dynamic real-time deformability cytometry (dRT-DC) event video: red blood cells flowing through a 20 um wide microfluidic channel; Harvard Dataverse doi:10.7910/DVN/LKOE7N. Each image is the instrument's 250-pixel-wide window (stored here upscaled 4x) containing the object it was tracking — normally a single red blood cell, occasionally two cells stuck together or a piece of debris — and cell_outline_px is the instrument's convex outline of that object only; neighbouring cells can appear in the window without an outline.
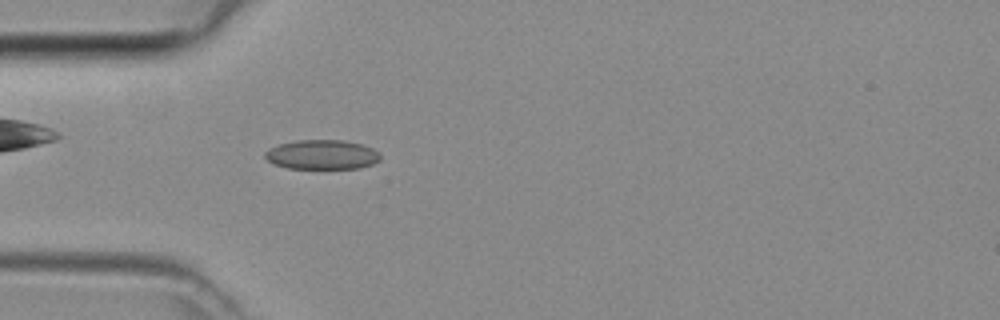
{"species": "common noctule bat (a hibernating species)", "species_latin": "Nyctalus noctula", "temperature_condition": "room temperature", "stored_images_in_passage": 45, "camera_frame_rate_fps": 3000, "um_per_image_px": 0.085, "animal": {"sex": "female", "body_mass_g": 29.2, "forearm_length_mm": 56.3}, "frame": {"image": 1, "passage_image": 13, "time_ms": 4.0, "image_size_px": [1000, 320], "cell_outline_px": [[380, 160], [372, 164], [360, 168], [288, 168], [272, 164], [264, 156], [264, 152], [268, 148], [280, 144], [300, 140], [344, 140], [360, 144], [372, 148], [380, 152]], "centroid_in_image_um": [27.36, 13.14], "position_along_channel_um": 57.6, "area_um2": 19.83}}
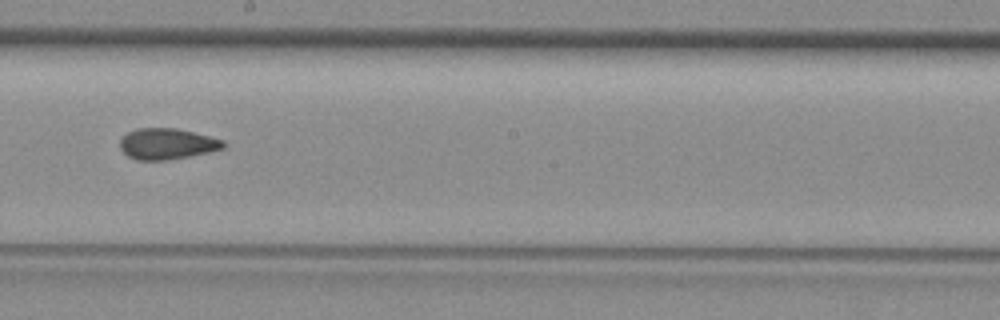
{"frame": {"image": 2, "passage_image": 25, "time_ms": 8.0, "image_size_px": [1000, 320], "cell_outline_px": [[224, 148], [208, 152], [168, 160], [136, 160], [128, 156], [120, 148], [120, 140], [128, 132], [140, 128], [176, 128], [224, 140]], "centroid_in_image_um": [14.18, 12.23], "position_along_channel_um": 234.0, "area_um2": 18.44}}
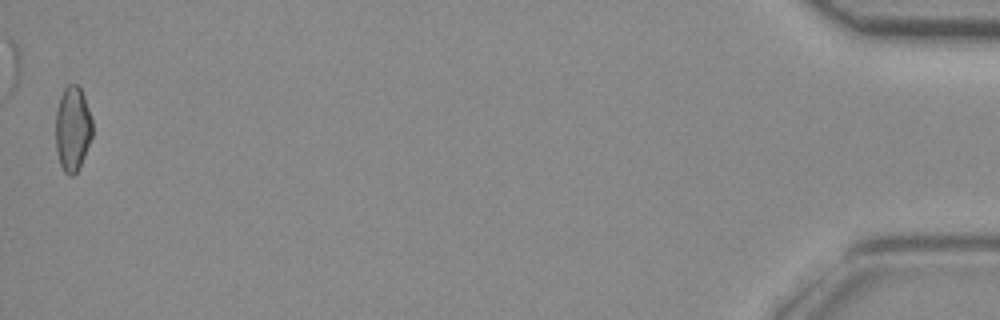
{"frame": {"image": 3, "passage_image": 45, "time_ms": 14.667, "image_size_px": [1000, 320], "cell_outline_px": [[92, 136], [84, 156], [76, 172], [72, 176], [68, 176], [64, 172], [60, 164], [56, 152], [56, 112], [60, 96], [64, 88], [68, 84], [76, 84], [80, 88], [84, 96], [92, 120]], "centroid_in_image_um": [6.16, 10.94], "position_along_channel_um": 429.0, "area_um2": 18.09}}